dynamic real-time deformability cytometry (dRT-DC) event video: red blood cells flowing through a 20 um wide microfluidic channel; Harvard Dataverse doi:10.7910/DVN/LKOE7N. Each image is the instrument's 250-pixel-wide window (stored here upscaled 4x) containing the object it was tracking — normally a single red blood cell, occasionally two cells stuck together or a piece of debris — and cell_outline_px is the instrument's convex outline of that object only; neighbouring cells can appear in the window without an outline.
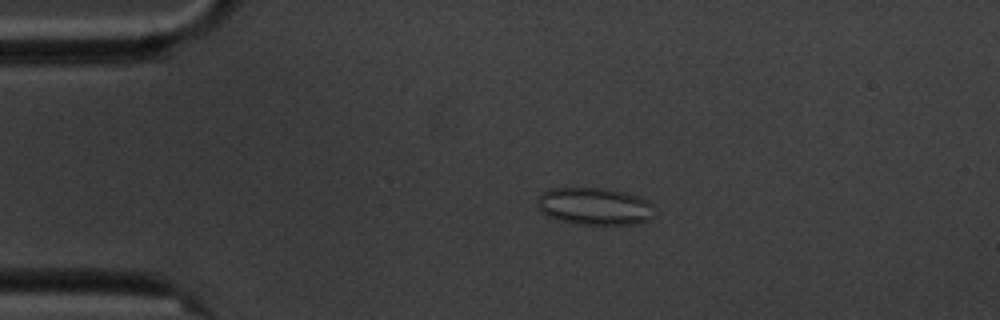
{"species": "common noctule bat (a hibernating species)", "species_latin": "Nyctalus noctula", "temperature_condition": "cold", "stored_images_in_passage": 4, "camera_frame_rate_fps": 3000, "um_per_image_px": 0.085, "animal": {"sex": "male", "body_mass_g": 20.1, "forearm_length_mm": 53.5}, "frame": {"image": 1, "passage_image": 2, "time_ms": 1.0, "image_size_px": [1000, 320], "cell_outline_px": [[656, 216], [640, 224], [576, 224], [560, 220], [548, 216], [540, 212], [540, 192], [548, 188], [608, 188], [624, 192], [636, 196], [652, 204]], "centroid_in_image_um": [50.57, 17.54], "position_along_channel_um": 34.4, "area_um2": 25.49}}
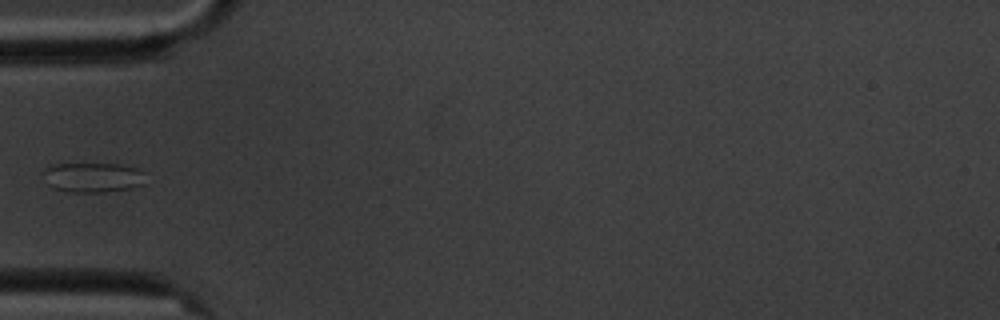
{"frame": {"image": 2, "passage_image": 4, "time_ms": 3.333, "image_size_px": [1000, 320], "cell_outline_px": [[144, 184], [132, 188], [104, 192], [68, 192], [52, 188], [48, 184], [44, 172], [44, 168], [52, 164], [120, 164], [136, 168], [144, 172]], "centroid_in_image_um": [7.9, 15.08], "position_along_channel_um": 77.1, "area_um2": 17.8}}